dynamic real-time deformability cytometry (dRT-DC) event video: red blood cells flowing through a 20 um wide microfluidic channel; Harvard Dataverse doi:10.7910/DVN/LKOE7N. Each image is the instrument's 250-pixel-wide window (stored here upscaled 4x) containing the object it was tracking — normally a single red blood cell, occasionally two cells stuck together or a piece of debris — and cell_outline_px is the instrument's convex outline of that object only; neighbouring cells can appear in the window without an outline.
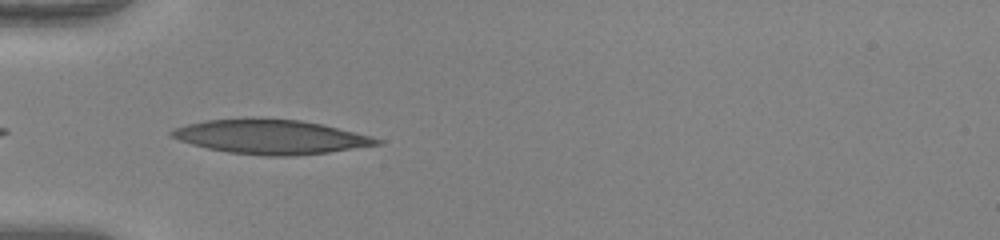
{"species": "human", "species_latin": "Homo sapiens", "temperature_condition": "warm", "stored_images_in_passage": 25, "camera_frame_rate_fps": 3000, "um_per_image_px": 0.085, "donor": {"sex": "female"}, "frame": {"image": 1, "passage_image": 1, "time_ms": 0.0, "image_size_px": [1000, 240], "cell_outline_px": [[384, 144], [328, 152], [296, 156], [264, 156], [228, 152], [208, 148], [192, 144], [168, 136], [168, 132], [176, 128], [188, 124], [208, 120], [248, 116], [252, 116], [300, 120], [320, 124], [372, 136], [384, 140]], "centroid_in_image_um": [23.01, 11.61], "position_along_channel_um": 62.0, "area_um2": 41.56}}
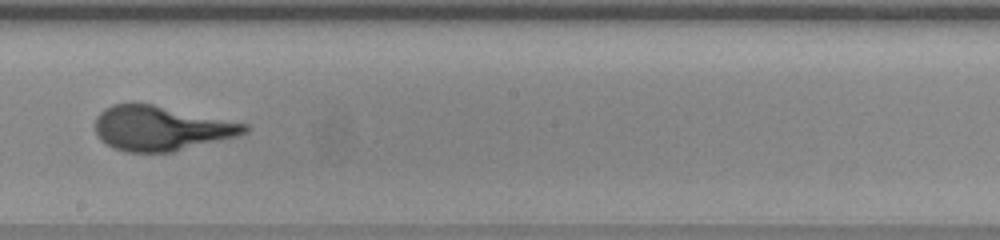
{"frame": {"image": 2, "passage_image": 14, "time_ms": 4.333, "image_size_px": [1000, 240], "cell_outline_px": [[248, 132], [240, 136], [172, 152], [128, 152], [116, 148], [100, 140], [96, 132], [96, 116], [104, 108], [112, 104], [152, 104], [248, 124]], "centroid_in_image_um": [13.71, 10.91], "position_along_channel_um": 234.5, "area_um2": 38.67}}
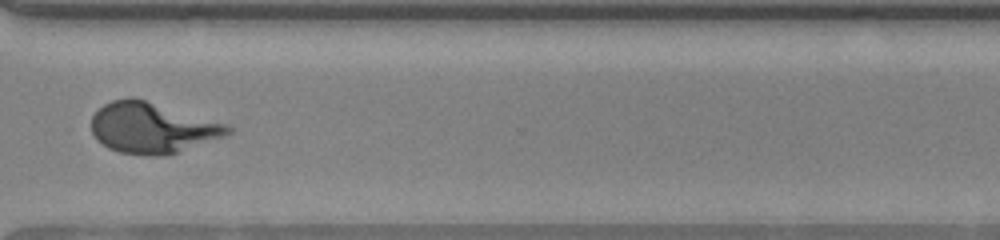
{"frame": {"image": 3, "passage_image": 23, "time_ms": 7.333, "image_size_px": [1000, 240], "cell_outline_px": [[232, 132], [224, 136], [164, 156], [160, 156], [120, 152], [108, 148], [96, 140], [92, 132], [92, 116], [104, 104], [112, 100], [128, 96], [132, 96], [228, 124], [232, 128]], "centroid_in_image_um": [12.91, 10.85], "position_along_channel_um": 357.7, "area_um2": 40.0}}